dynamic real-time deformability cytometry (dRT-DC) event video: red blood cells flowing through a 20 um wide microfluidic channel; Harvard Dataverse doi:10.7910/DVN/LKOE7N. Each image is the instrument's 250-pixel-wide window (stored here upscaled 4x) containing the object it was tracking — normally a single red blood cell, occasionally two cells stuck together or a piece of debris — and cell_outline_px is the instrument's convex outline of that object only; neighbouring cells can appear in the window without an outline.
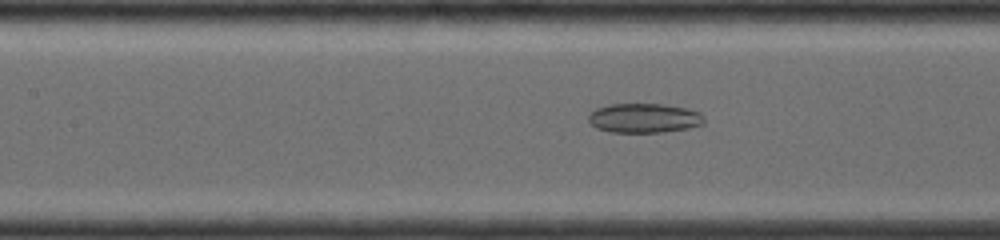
{"species": "common noctule bat (a hibernating species)", "species_latin": "Nyctalus noctula", "temperature_condition": "room temperature", "stored_images_in_passage": 60, "camera_frame_rate_fps": 4000, "um_per_image_px": 0.085, "animal": {"sex": "female", "body_mass_g": 19.0, "forearm_length_mm": 56.7}, "frame": {"image": 1, "passage_image": 26, "time_ms": 6.25, "image_size_px": [1000, 240], "cell_outline_px": [[704, 124], [688, 128], [664, 132], [612, 132], [596, 128], [588, 120], [588, 116], [596, 108], [608, 104], [664, 104], [688, 108], [700, 112], [704, 116]], "centroid_in_image_um": [54.78, 10.03], "position_along_channel_um": 152.6, "area_um2": 19.94}}
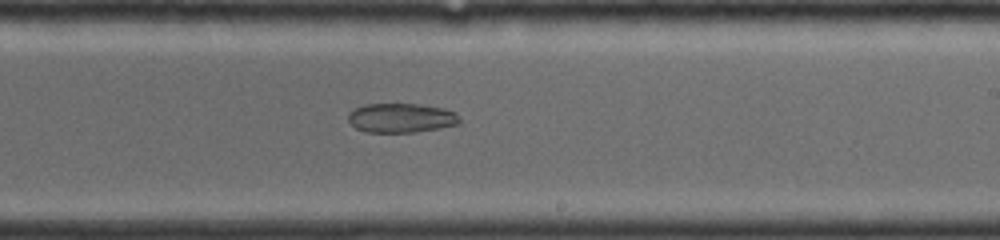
{"frame": {"image": 2, "passage_image": 36, "time_ms": 8.75, "image_size_px": [1000, 240], "cell_outline_px": [[460, 124], [440, 128], [416, 132], [364, 132], [356, 128], [348, 120], [348, 112], [364, 104], [420, 104], [444, 108], [456, 112], [460, 116]], "centroid_in_image_um": [34.13, 10.02], "position_along_channel_um": 254.9, "area_um2": 19.25}}
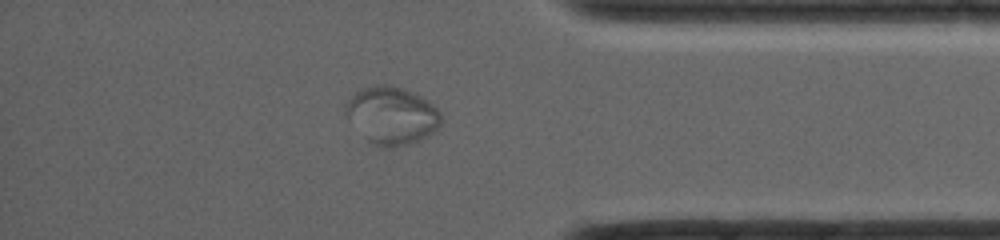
{"frame": {"image": 3, "passage_image": 51, "time_ms": 12.5, "image_size_px": [1000, 240], "cell_outline_px": [[440, 124], [428, 136], [420, 140], [408, 144], [392, 148], [380, 148], [372, 144], [364, 136], [344, 112], [344, 104], [356, 92], [364, 88], [380, 84], [392, 84], [412, 92], [420, 96], [432, 104], [440, 112]], "centroid_in_image_um": [33.29, 9.82], "position_along_channel_um": 401.9, "area_um2": 31.73}}